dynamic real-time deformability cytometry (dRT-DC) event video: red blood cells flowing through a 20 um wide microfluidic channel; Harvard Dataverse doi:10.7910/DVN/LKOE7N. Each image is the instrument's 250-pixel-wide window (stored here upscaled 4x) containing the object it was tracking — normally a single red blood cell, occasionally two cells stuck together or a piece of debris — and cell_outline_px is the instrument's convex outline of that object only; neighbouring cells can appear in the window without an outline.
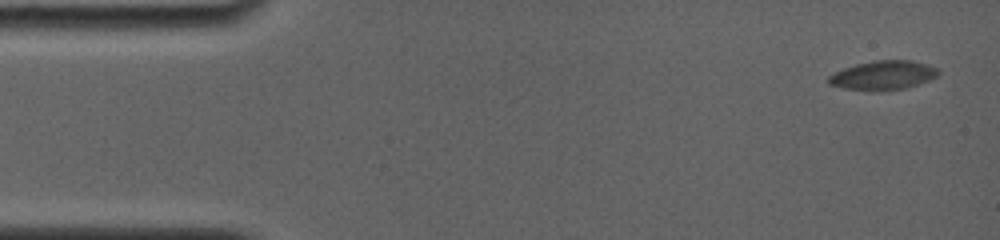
{"species": "common noctule bat (a hibernating species)", "species_latin": "Nyctalus noctula", "temperature_condition": "room temperature", "stored_images_in_passage": 28, "camera_frame_rate_fps": 4000, "um_per_image_px": 0.085, "animal": {"sex": "female", "body_mass_g": 19.0, "forearm_length_mm": 56.7}, "frame": {"image": 1, "passage_image": 1, "time_ms": 0.0, "image_size_px": [1000, 240], "cell_outline_px": [[940, 72], [936, 76], [928, 80], [904, 88], [880, 92], [868, 92], [844, 88], [828, 84], [828, 76], [844, 68], [856, 64], [876, 60], [908, 60], [924, 64], [936, 68]], "centroid_in_image_um": [75.01, 6.42], "position_along_channel_um": 10.0, "area_um2": 18.55}}
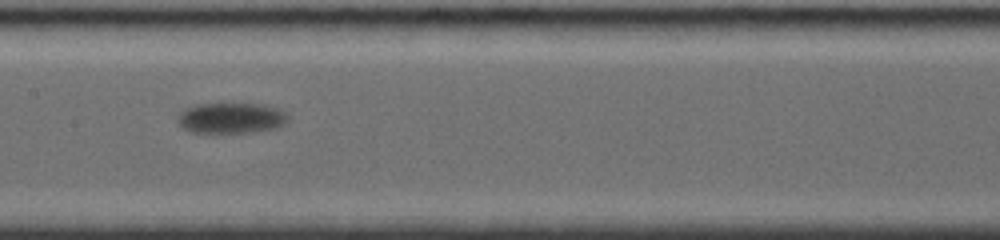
{"frame": {"image": 2, "passage_image": 13, "time_ms": 8.25, "image_size_px": [1000, 240], "cell_outline_px": [[288, 120], [284, 124], [272, 128], [244, 132], [192, 132], [184, 128], [180, 124], [180, 116], [188, 108], [200, 104], [264, 104], [280, 108], [288, 116]], "centroid_in_image_um": [19.72, 10.02], "position_along_channel_um": 187.7, "area_um2": 19.02}}
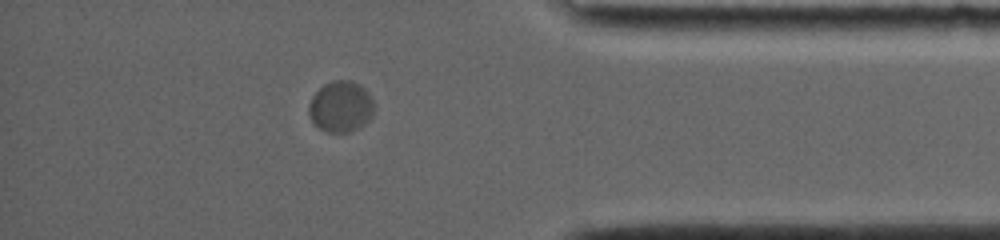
{"frame": {"image": 3, "passage_image": 24, "time_ms": 14.75, "image_size_px": [1000, 240], "cell_outline_px": [[372, 116], [360, 128], [348, 132], [324, 132], [312, 120], [308, 112], [308, 108], [312, 96], [324, 84], [332, 80], [352, 80], [360, 84], [368, 92], [372, 100]], "centroid_in_image_um": [28.96, 9.05], "position_along_channel_um": 406.2, "area_um2": 19.36}, "authors_computed_cell_mechanics": {"area_um2": 18.6116, "velocity_mm_per_s": 3.5519, "shape_relaxation_time_tau1_ms": 2.4588, "shape_relaxation_time_tau2_ms": null, "deformation_change_tau1": 0.0555, "deformation_change_tau2": null}}